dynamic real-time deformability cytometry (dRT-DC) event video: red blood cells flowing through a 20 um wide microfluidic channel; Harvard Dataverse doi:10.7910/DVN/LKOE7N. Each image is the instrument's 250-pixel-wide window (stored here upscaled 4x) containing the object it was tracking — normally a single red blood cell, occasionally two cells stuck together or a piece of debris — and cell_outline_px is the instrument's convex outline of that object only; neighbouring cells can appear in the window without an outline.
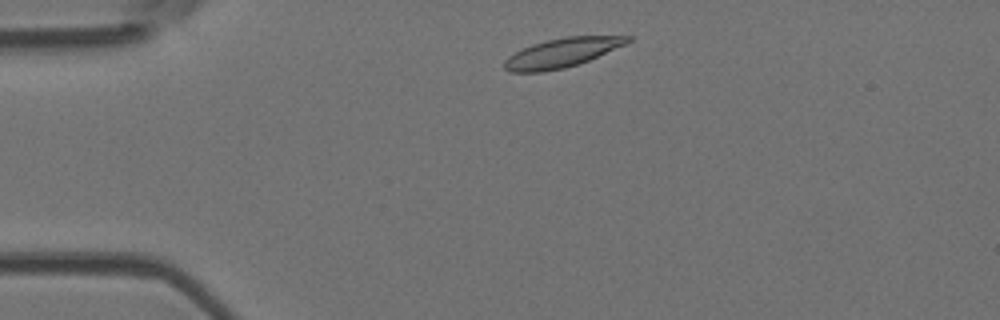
{"species": "Egyptian fruit bat (a non-hibernating species)", "species_latin": "Rousettus aegyptiacus", "temperature_condition": "room temperature", "stored_images_in_passage": 42, "camera_frame_rate_fps": 3000, "um_per_image_px": 0.085, "animal": {"sex": "female"}, "frame": {"image": 1, "passage_image": 3, "time_ms": 0.667, "image_size_px": [1000, 320], "cell_outline_px": [[632, 40], [624, 44], [588, 60], [564, 68], [544, 72], [508, 72], [504, 68], [504, 60], [508, 56], [532, 44], [564, 36], [632, 36]], "centroid_in_image_um": [47.71, 4.49], "position_along_channel_um": 37.3, "area_um2": 20.63}}
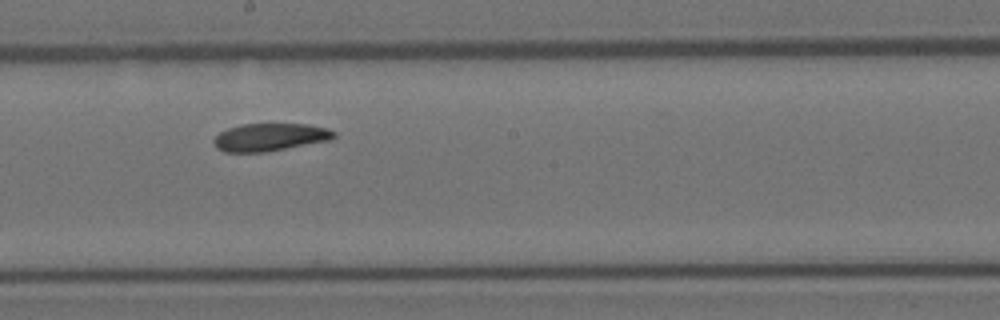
{"frame": {"image": 2, "passage_image": 20, "time_ms": 6.333, "image_size_px": [1000, 320], "cell_outline_px": [[336, 136], [332, 140], [264, 152], [224, 152], [216, 148], [212, 140], [220, 132], [228, 128], [240, 124], [308, 124], [328, 128], [336, 132]], "centroid_in_image_um": [22.96, 11.66], "position_along_channel_um": 225.2, "area_um2": 19.54}}
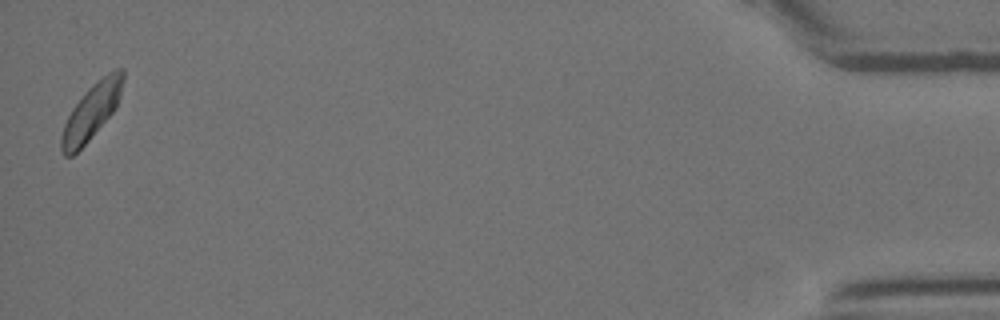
{"frame": {"image": 3, "passage_image": 42, "time_ms": 13.667, "image_size_px": [1000, 320], "cell_outline_px": [[124, 80], [120, 96], [116, 108], [88, 140], [72, 156], [64, 156], [60, 152], [60, 136], [64, 124], [72, 108], [84, 92], [92, 84], [108, 72], [116, 68], [124, 68]], "centroid_in_image_um": [7.77, 9.46], "position_along_channel_um": 427.4, "area_um2": 19.94}, "authors_computed_cell_mechanics": {"area_um2": 19.9988, "velocity_mm_per_s": 3.9911, "shape_relaxation_time_tau1_ms": 3.6399, "shape_relaxation_time_tau2_ms": 3.082, "deformation_change_tau1": 0.1184, "deformation_change_tau2": 0.0835}}